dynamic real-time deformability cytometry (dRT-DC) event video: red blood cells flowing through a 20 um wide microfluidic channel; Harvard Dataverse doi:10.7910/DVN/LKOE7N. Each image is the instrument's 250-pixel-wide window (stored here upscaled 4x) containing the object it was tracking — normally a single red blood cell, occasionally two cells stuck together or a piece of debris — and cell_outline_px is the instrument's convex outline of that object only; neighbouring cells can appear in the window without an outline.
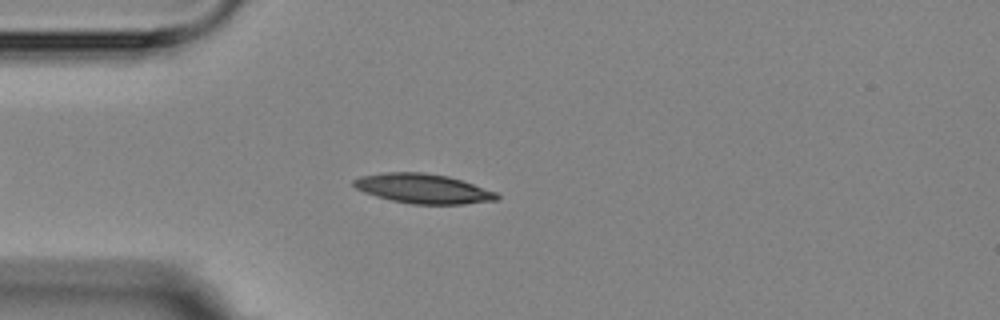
{"species": "Egyptian fruit bat (a non-hibernating species)", "species_latin": "Rousettus aegyptiacus", "temperature_condition": "room temperature", "stored_images_in_passage": 6, "camera_frame_rate_fps": 3000, "um_per_image_px": 0.085, "animal": {"sex": "female"}, "frame": {"image": 1, "passage_image": 4, "time_ms": 4.333, "image_size_px": [1000, 320], "cell_outline_px": [[500, 200], [464, 204], [412, 204], [392, 200], [376, 196], [364, 192], [356, 188], [352, 184], [352, 180], [360, 176], [380, 172], [424, 172], [448, 176], [496, 192], [500, 196]], "centroid_in_image_um": [35.94, 16.03], "position_along_channel_um": 49.1, "area_um2": 24.74}}